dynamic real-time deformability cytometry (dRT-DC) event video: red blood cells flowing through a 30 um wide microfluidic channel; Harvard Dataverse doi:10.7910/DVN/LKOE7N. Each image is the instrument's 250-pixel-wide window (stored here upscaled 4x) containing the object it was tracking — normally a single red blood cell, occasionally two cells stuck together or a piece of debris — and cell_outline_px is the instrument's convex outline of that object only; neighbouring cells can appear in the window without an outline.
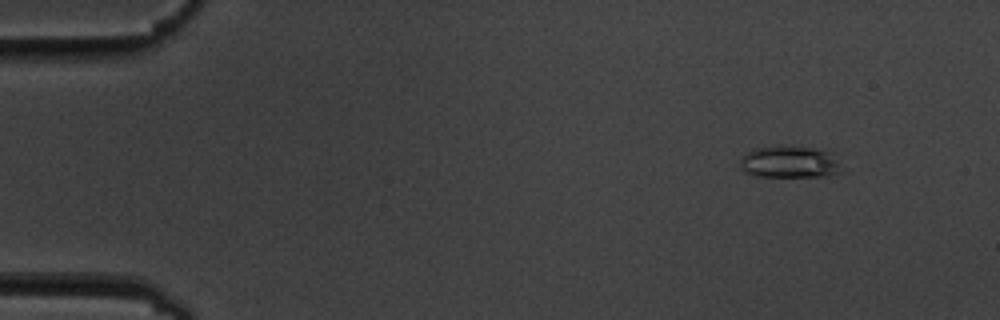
{"species": "common noctule bat (a hibernating species)", "species_latin": "Nyctalus noctula", "temperature_condition": "cold", "stored_images_in_passage": 8, "camera_frame_rate_fps": 3000, "um_per_image_px": 0.085, "animal": {"sex": "male", "body_mass_g": 19.5, "forearm_length_mm": 54.6}, "frame": {"image": 1, "passage_image": 2, "time_ms": 1.333, "image_size_px": [1000, 320], "cell_outline_px": [[840, 172], [828, 176], [760, 176], [744, 172], [740, 168], [740, 160], [748, 152], [756, 148], [812, 148], [828, 152], [840, 164]], "centroid_in_image_um": [67.1, 13.81], "position_along_channel_um": 17.9, "area_um2": 17.98}}
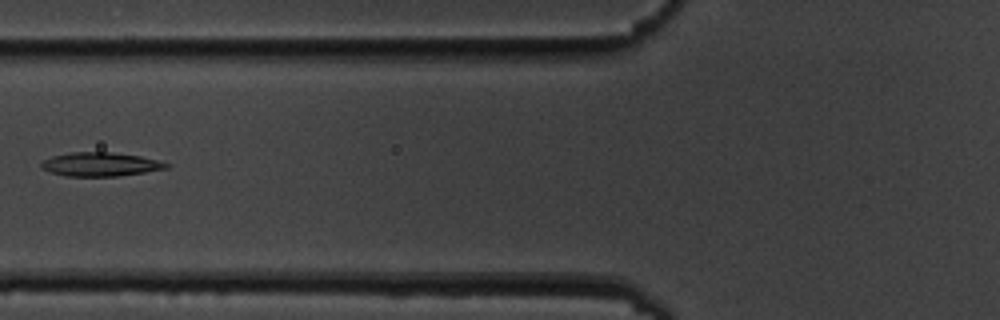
{"frame": {"image": 2, "passage_image": 7, "time_ms": 7.0, "image_size_px": [1000, 320], "cell_outline_px": [[168, 168], [120, 176], [64, 176], [40, 168], [40, 164], [44, 160], [52, 156], [72, 152], [112, 152], [140, 156], [156, 160], [168, 164]], "centroid_in_image_um": [8.5, 13.97], "position_along_channel_um": 117.3, "area_um2": 17.22}}
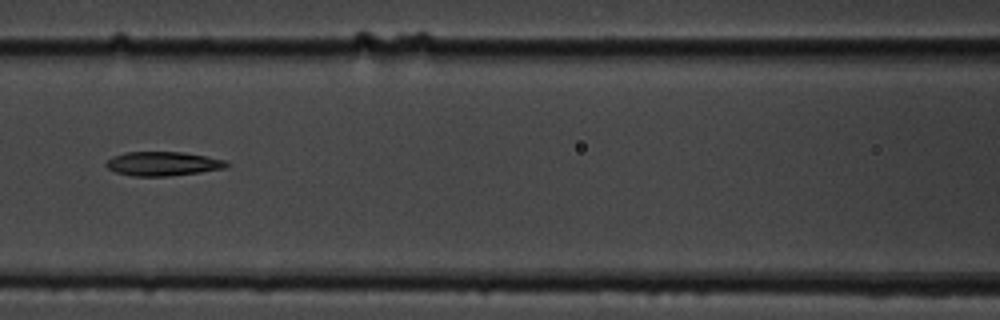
{"frame": {"image": 3, "passage_image": 8, "time_ms": 8.0, "image_size_px": [1000, 320], "cell_outline_px": [[232, 164], [228, 168], [200, 172], [168, 176], [132, 176], [116, 172], [108, 168], [104, 164], [112, 156], [128, 152], [184, 152], [228, 160]], "centroid_in_image_um": [13.92, 13.91], "position_along_channel_um": 152.7, "area_um2": 17.11}}